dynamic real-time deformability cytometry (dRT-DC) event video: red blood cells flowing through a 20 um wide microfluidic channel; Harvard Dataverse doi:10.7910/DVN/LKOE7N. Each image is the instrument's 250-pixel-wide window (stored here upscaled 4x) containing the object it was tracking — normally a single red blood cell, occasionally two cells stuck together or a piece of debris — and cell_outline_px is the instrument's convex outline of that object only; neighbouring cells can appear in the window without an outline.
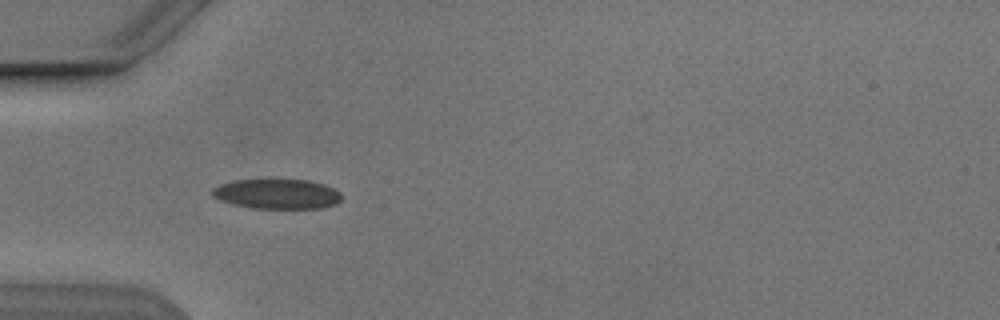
{"species": "Egyptian fruit bat (a non-hibernating species)", "species_latin": "Rousettus aegyptiacus", "temperature_condition": "cold", "stored_images_in_passage": 37, "camera_frame_rate_fps": 3000, "um_per_image_px": 0.085, "animal": {"sex": "male"}, "frame": {"image": 1, "passage_image": 1, "time_ms": 0.0, "image_size_px": [1000, 320], "cell_outline_px": [[340, 200], [336, 204], [324, 208], [252, 208], [232, 204], [220, 200], [212, 196], [212, 188], [220, 184], [232, 180], [308, 180], [324, 184], [340, 192]], "centroid_in_image_um": [23.53, 16.49], "position_along_channel_um": 61.5, "area_um2": 22.48}}
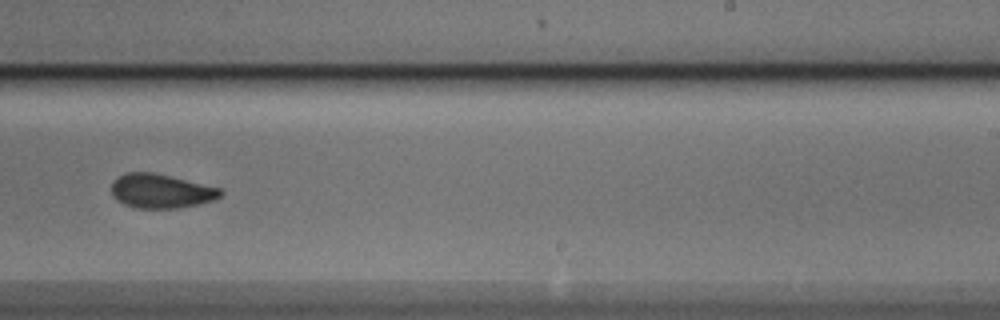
{"frame": {"image": 2, "passage_image": 18, "time_ms": 5.667, "image_size_px": [1000, 320], "cell_outline_px": [[224, 192], [220, 196], [212, 200], [180, 208], [136, 208], [124, 204], [116, 200], [112, 196], [112, 184], [120, 176], [128, 172], [152, 172], [220, 188]], "centroid_in_image_um": [13.66, 16.25], "position_along_channel_um": 275.3, "area_um2": 21.39}}
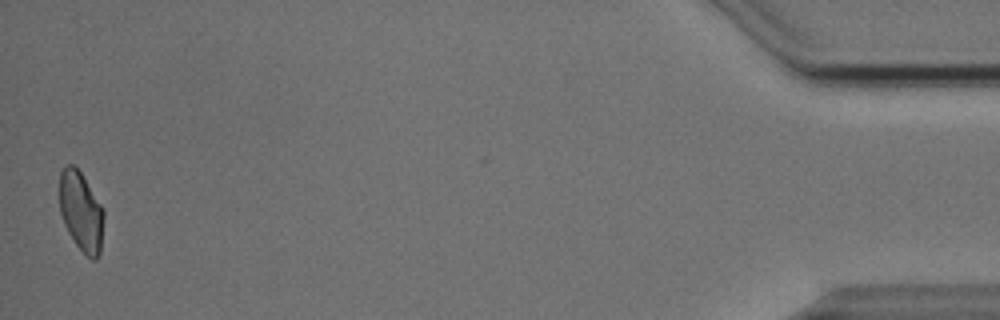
{"frame": {"image": 3, "passage_image": 37, "time_ms": 12.0, "image_size_px": [1000, 320], "cell_outline_px": [[104, 216], [100, 252], [96, 260], [92, 260], [76, 244], [68, 232], [64, 224], [60, 212], [60, 172], [68, 164], [72, 164], [80, 172], [104, 208]], "centroid_in_image_um": [6.9, 17.98], "position_along_channel_um": 428.3, "area_um2": 20.35}, "authors_computed_cell_mechanics": {"area_um2": 21.8484, "velocity_mm_per_s": 3.8379, "shape_relaxation_time_tau1_ms": 5.8407, "shape_relaxation_time_tau2_ms": 2.1192, "deformation_change_tau1": 0.1148, "deformation_change_tau2": 0.0698}}